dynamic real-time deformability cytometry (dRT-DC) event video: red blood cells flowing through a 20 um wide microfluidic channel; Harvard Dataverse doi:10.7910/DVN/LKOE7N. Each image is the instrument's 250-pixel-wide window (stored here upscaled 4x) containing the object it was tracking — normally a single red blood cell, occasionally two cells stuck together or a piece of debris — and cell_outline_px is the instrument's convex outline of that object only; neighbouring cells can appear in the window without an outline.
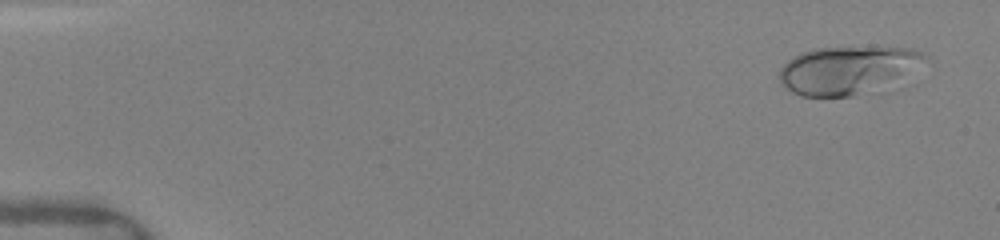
{"species": "human", "species_latin": "Homo sapiens", "temperature_condition": "warm", "stored_images_in_passage": 7, "camera_frame_rate_fps": 3000, "um_per_image_px": 0.085, "donor": {"sex": "female"}, "frame": {"image": 1, "passage_image": 2, "time_ms": 0.333, "image_size_px": [1000, 240], "cell_outline_px": [[928, 56], [892, 80], [852, 96], [800, 96], [792, 92], [780, 84], [780, 68], [788, 60], [800, 52], [816, 48], [912, 48], [924, 52]], "centroid_in_image_um": [71.86, 5.93], "position_along_channel_um": 13.1, "area_um2": 38.73}}
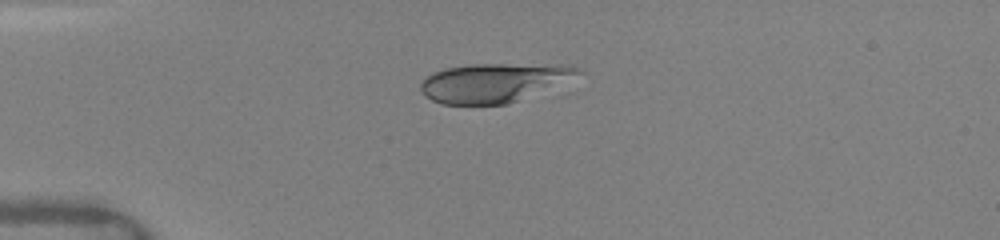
{"frame": {"image": 2, "passage_image": 5, "time_ms": 3.667, "image_size_px": [1000, 240], "cell_outline_px": [[584, 72], [576, 76], [508, 104], [440, 104], [424, 96], [420, 88], [420, 84], [424, 76], [432, 72], [448, 68], [472, 64], [572, 64]], "centroid_in_image_um": [41.92, 7.0], "position_along_channel_um": 43.1, "area_um2": 35.55}}
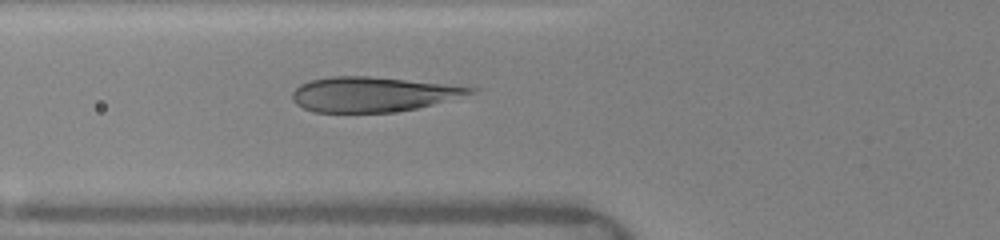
{"frame": {"image": 3, "passage_image": 7, "time_ms": 5.667, "image_size_px": [1000, 240], "cell_outline_px": [[480, 88], [476, 92], [432, 104], [416, 108], [392, 112], [312, 112], [296, 104], [292, 100], [292, 92], [300, 84], [308, 80], [328, 76], [368, 76]], "centroid_in_image_um": [31.61, 8.01], "position_along_channel_um": 94.2, "area_um2": 35.84}}